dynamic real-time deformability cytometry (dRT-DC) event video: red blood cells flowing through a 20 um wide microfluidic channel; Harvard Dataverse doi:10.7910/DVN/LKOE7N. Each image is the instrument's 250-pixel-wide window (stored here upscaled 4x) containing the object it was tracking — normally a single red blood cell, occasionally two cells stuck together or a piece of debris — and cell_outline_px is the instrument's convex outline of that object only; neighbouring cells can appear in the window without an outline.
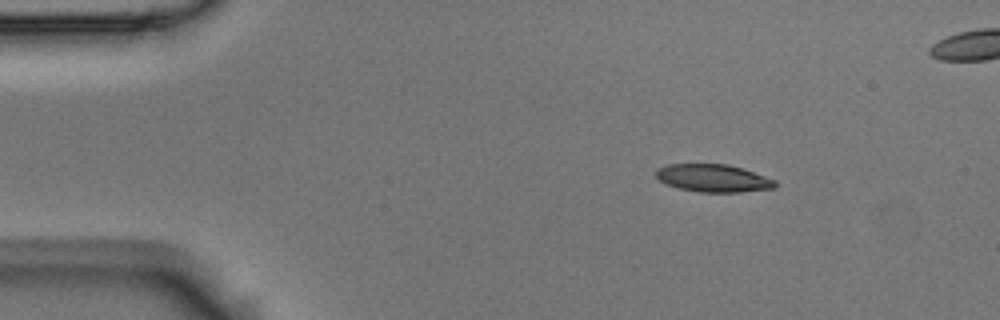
{"species": "Egyptian fruit bat (a non-hibernating species)", "species_latin": "Rousettus aegyptiacus", "temperature_condition": "room temperature", "stored_images_in_passage": 5, "camera_frame_rate_fps": 3000, "um_per_image_px": 0.085, "animal": {"sex": "male"}, "frame": {"image": 1, "passage_image": 2, "time_ms": 0.333, "image_size_px": [1000, 320], "cell_outline_px": [[776, 188], [740, 192], [700, 192], [680, 188], [668, 184], [660, 180], [656, 176], [656, 168], [668, 164], [728, 164], [744, 168], [776, 180]], "centroid_in_image_um": [60.66, 15.13], "position_along_channel_um": 24.3, "area_um2": 19.25}}